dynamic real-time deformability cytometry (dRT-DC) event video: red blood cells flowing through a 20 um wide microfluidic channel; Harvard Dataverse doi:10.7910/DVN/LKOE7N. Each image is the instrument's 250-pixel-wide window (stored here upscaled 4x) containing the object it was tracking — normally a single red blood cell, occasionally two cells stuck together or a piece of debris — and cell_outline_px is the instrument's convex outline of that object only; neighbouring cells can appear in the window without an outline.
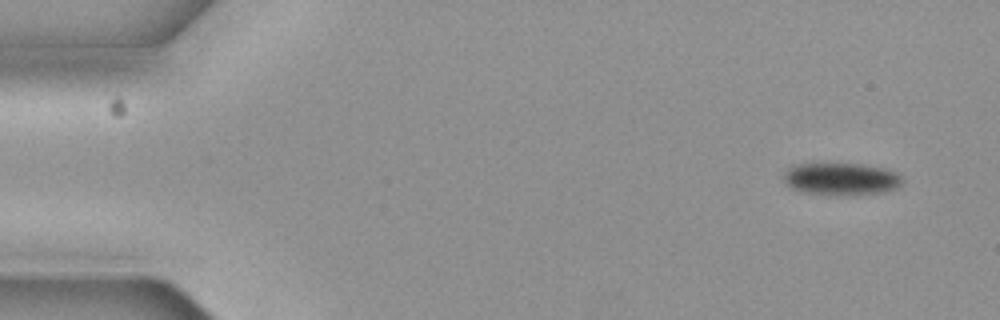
{"species": "common noctule bat (a hibernating species)", "species_latin": "Nyctalus noctula", "temperature_condition": "cold", "stored_images_in_passage": 4, "camera_frame_rate_fps": 3000, "um_per_image_px": 0.085, "animal": {"sex": "female", "body_mass_g": 19.3, "forearm_length_mm": 54.1}, "frame": {"image": 1, "passage_image": 2, "time_ms": 0.333, "image_size_px": [1000, 320], "cell_outline_px": [[900, 184], [896, 188], [880, 192], [852, 196], [828, 196], [800, 192], [792, 188], [784, 180], [784, 176], [792, 168], [800, 164], [860, 164], [884, 168], [896, 172], [900, 176]], "centroid_in_image_um": [71.51, 15.25], "position_along_channel_um": 13.5, "area_um2": 22.25}}